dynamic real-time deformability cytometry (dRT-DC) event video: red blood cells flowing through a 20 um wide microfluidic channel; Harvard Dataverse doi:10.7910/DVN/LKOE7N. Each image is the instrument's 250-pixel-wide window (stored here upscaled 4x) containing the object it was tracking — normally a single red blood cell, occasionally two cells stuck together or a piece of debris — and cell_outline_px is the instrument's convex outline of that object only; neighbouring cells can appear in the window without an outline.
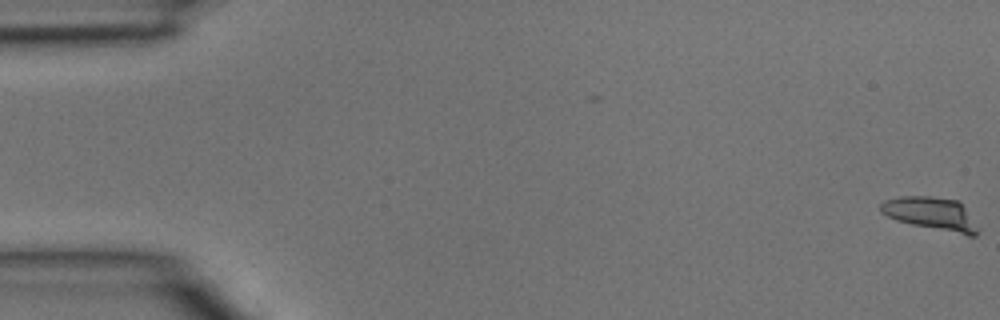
{"species": "common noctule bat (a hibernating species)", "species_latin": "Nyctalus noctula", "temperature_condition": "room temperature", "stored_images_in_passage": 5, "camera_frame_rate_fps": 3000, "um_per_image_px": 0.085, "animal": {"sex": "male", "body_mass_g": 15.6}, "frame": {"image": 1, "passage_image": 1, "time_ms": 0.0, "image_size_px": [1000, 320], "cell_outline_px": [[980, 232], [976, 236], [968, 236], [912, 224], [896, 220], [880, 212], [880, 204], [884, 200], [900, 196], [928, 196], [960, 200], [980, 228]], "centroid_in_image_um": [79.2, 18.16], "position_along_channel_um": 5.8, "area_um2": 19.02}}
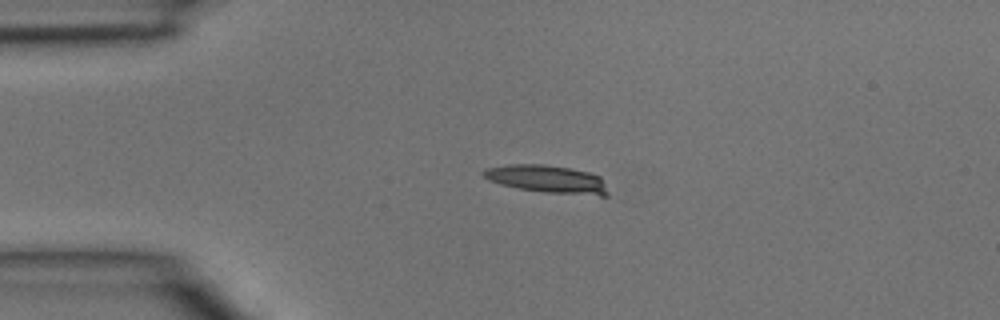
{"frame": {"image": 2, "passage_image": 4, "time_ms": 1.0, "image_size_px": [1000, 320], "cell_outline_px": [[608, 196], [600, 196], [544, 192], [520, 188], [500, 184], [488, 180], [480, 172], [484, 168], [508, 164], [544, 164], [572, 168], [588, 172], [600, 176], [608, 192]], "centroid_in_image_um": [46.5, 15.21], "position_along_channel_um": 38.5, "area_um2": 20.29}}